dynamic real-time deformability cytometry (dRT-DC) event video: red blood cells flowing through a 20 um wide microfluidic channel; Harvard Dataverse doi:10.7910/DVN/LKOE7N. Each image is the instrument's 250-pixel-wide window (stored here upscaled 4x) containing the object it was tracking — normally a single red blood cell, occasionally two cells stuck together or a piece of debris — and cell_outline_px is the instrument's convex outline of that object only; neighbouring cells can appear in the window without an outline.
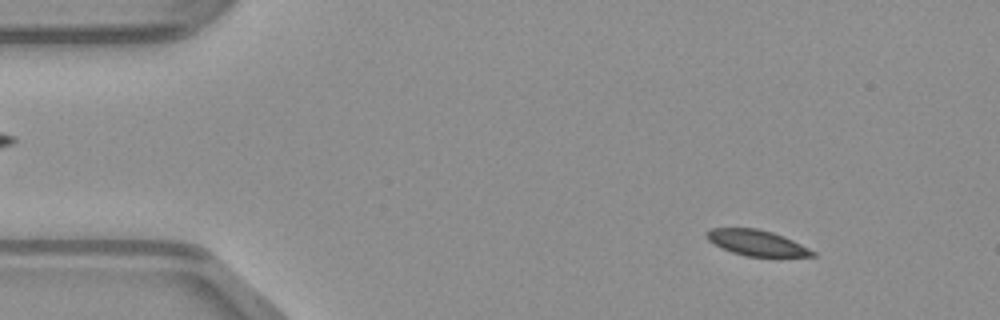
{"species": "common noctule bat (a hibernating species)", "species_latin": "Nyctalus noctula", "temperature_condition": "warm", "stored_images_in_passage": 49, "camera_frame_rate_fps": 3000, "um_per_image_px": 0.085, "animal": {"sex": "male", "body_mass_g": 23.1, "forearm_length_mm": 52.7}, "frame": {"image": 1, "passage_image": 6, "time_ms": 1.667, "image_size_px": [1000, 320], "cell_outline_px": [[816, 256], [744, 256], [732, 252], [708, 240], [704, 232], [708, 228], [756, 228], [772, 232], [784, 236], [816, 252]], "centroid_in_image_um": [64.29, 20.62], "position_along_channel_um": 20.7, "area_um2": 15.66}}
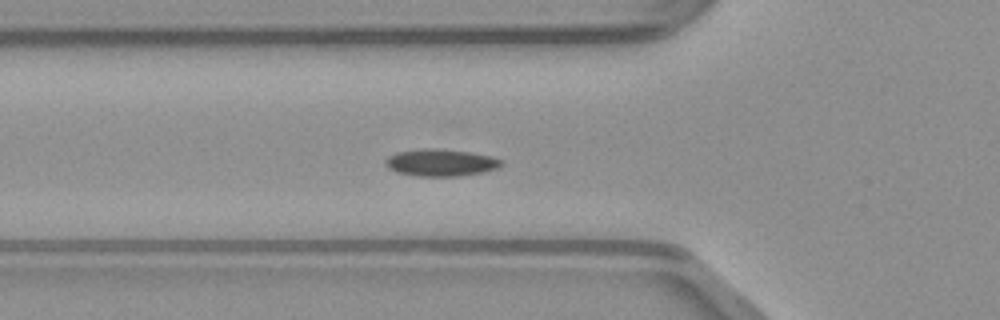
{"frame": {"image": 2, "passage_image": 17, "time_ms": 5.333, "image_size_px": [1000, 320], "cell_outline_px": [[504, 164], [496, 168], [484, 172], [460, 176], [416, 176], [396, 172], [388, 168], [384, 164], [384, 160], [388, 156], [396, 152], [424, 148], [432, 148], [468, 152], [488, 156], [504, 160]], "centroid_in_image_um": [37.43, 13.83], "position_along_channel_um": 88.4, "area_um2": 18.32}}
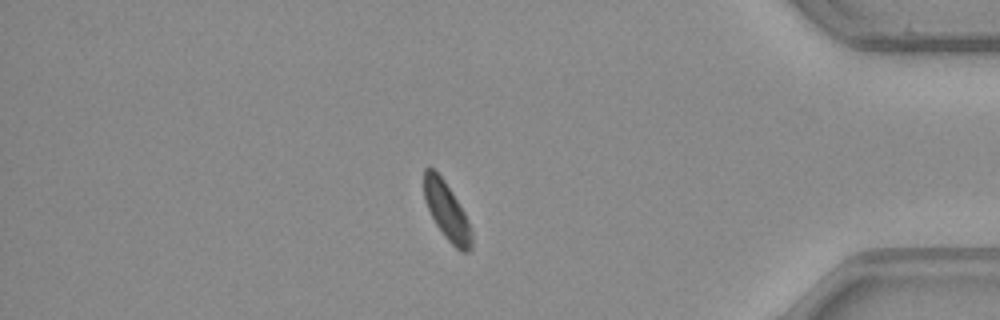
{"frame": {"image": 3, "passage_image": 42, "time_ms": 13.667, "image_size_px": [1000, 320], "cell_outline_px": [[472, 248], [468, 252], [460, 252], [444, 236], [436, 224], [424, 200], [424, 168], [432, 168], [444, 180], [464, 212], [472, 228]], "centroid_in_image_um": [37.99, 17.98], "position_along_channel_um": 397.2, "area_um2": 15.84}}